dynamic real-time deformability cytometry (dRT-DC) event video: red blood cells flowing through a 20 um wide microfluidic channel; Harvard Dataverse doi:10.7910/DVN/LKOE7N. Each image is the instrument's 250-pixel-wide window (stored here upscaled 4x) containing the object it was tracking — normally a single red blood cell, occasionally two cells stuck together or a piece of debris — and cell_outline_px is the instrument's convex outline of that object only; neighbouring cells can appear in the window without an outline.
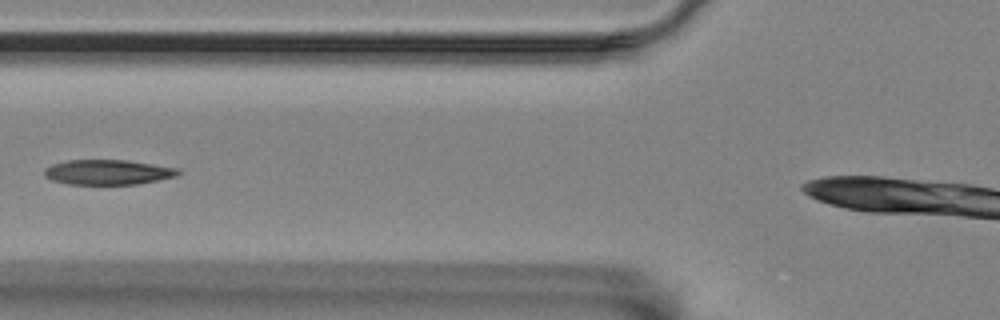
{"species": "Egyptian fruit bat (a non-hibernating species)", "species_latin": "Rousettus aegyptiacus", "temperature_condition": "room temperature", "stored_images_in_passage": 4, "camera_frame_rate_fps": 3000, "um_per_image_px": 0.085, "animal": {"sex": "female"}, "frame": {"image": 1, "passage_image": 2, "time_ms": 1.333, "image_size_px": [1000, 320], "cell_outline_px": [[184, 172], [176, 176], [136, 184], [68, 184], [52, 180], [44, 176], [44, 168], [52, 164], [68, 160], [128, 160], [180, 168]], "centroid_in_image_um": [9.19, 14.63], "position_along_channel_um": 116.6, "area_um2": 19.59}}
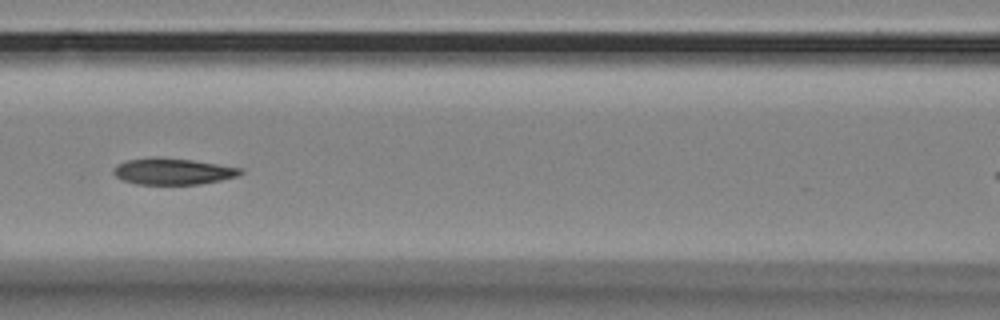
{"frame": {"image": 2, "passage_image": 3, "time_ms": 2.333, "image_size_px": [1000, 320], "cell_outline_px": [[244, 172], [236, 176], [220, 180], [200, 184], [136, 184], [120, 180], [112, 172], [112, 168], [116, 164], [128, 160], [156, 156], [192, 160], [244, 168]], "centroid_in_image_um": [14.65, 14.56], "position_along_channel_um": 151.9, "area_um2": 19.71}}
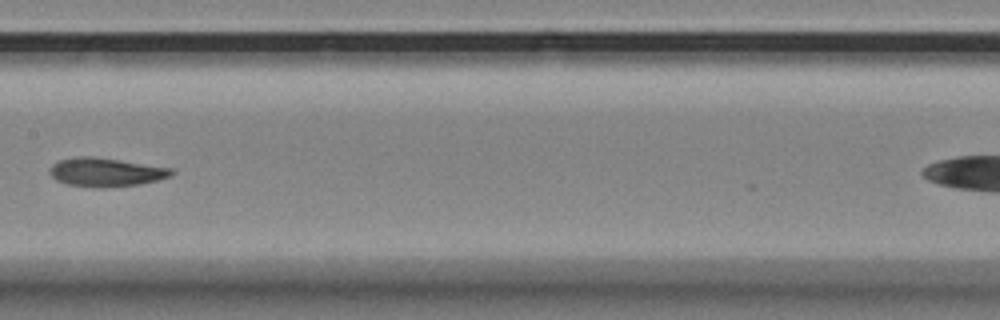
{"frame": {"image": 3, "passage_image": 4, "time_ms": 3.667, "image_size_px": [1000, 320], "cell_outline_px": [[176, 172], [172, 176], [140, 184], [104, 188], [92, 188], [68, 184], [56, 180], [48, 172], [48, 168], [52, 164], [60, 160], [76, 156], [92, 156], [172, 168]], "centroid_in_image_um": [8.98, 14.64], "position_along_channel_um": 198.4, "area_um2": 20.52}}